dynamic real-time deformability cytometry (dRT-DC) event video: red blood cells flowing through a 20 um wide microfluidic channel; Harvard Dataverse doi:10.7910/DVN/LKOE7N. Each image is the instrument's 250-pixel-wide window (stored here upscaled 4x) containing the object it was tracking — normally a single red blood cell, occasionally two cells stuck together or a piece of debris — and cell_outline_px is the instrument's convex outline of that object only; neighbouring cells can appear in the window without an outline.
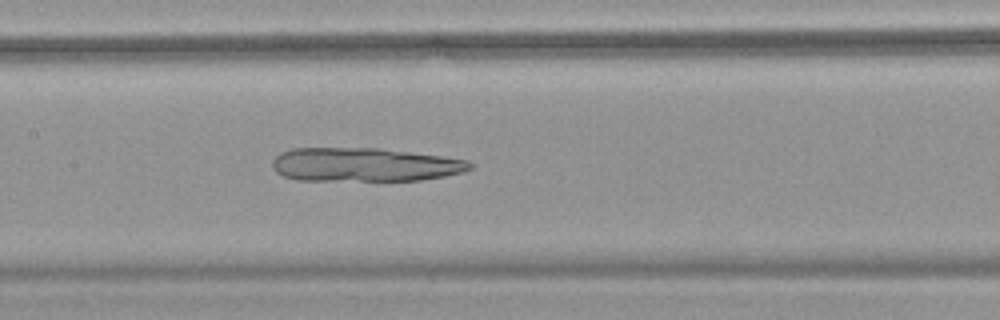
{"species": "common noctule bat (a hibernating species)", "species_latin": "Nyctalus noctula", "temperature_condition": "warm", "stored_images_in_passage": 54, "camera_frame_rate_fps": 3000, "um_per_image_px": 0.085, "animal": {"sex": "female", "body_mass_g": 18.4}, "frame": {"image": 1, "passage_image": 27, "time_ms": 8.667, "image_size_px": [1000, 320], "cell_outline_px": [[472, 168], [464, 172], [444, 176], [420, 180], [296, 180], [284, 176], [276, 172], [272, 168], [272, 160], [280, 152], [292, 148], [380, 148], [440, 156], [468, 160], [472, 164]], "centroid_in_image_um": [30.95, 13.99], "position_along_channel_um": 176.4, "area_um2": 38.84}}
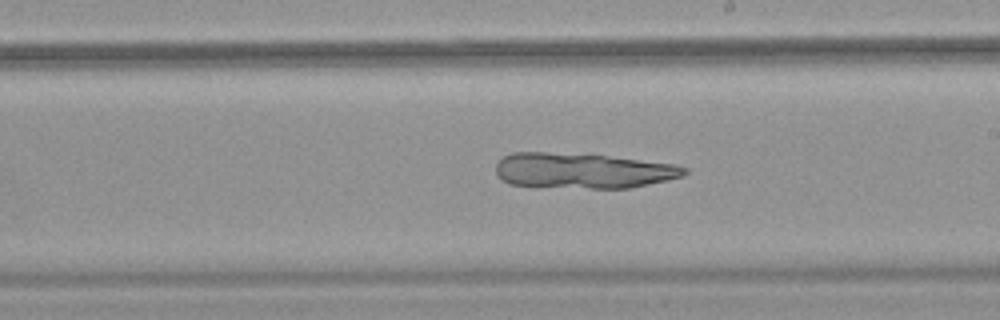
{"frame": {"image": 2, "passage_image": 32, "time_ms": 10.333, "image_size_px": [1000, 320], "cell_outline_px": [[688, 172], [684, 176], [668, 180], [628, 188], [588, 188], [508, 184], [496, 176], [496, 164], [504, 156], [512, 152], [548, 152], [608, 156], [676, 164], [688, 168]], "centroid_in_image_um": [49.55, 14.5], "position_along_channel_um": 239.4, "area_um2": 38.78}}
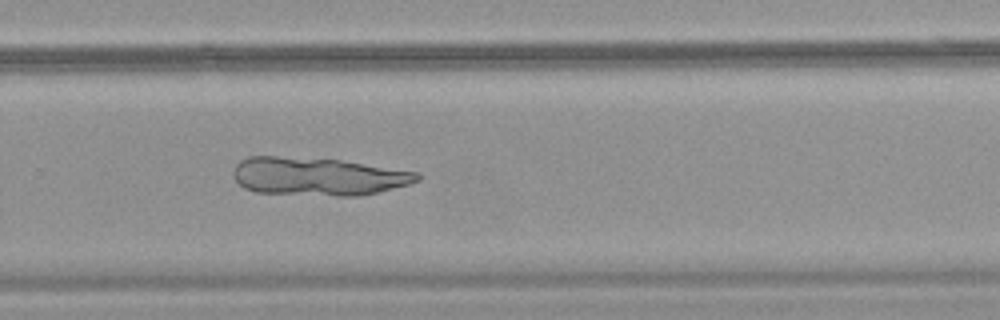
{"frame": {"image": 3, "passage_image": 37, "time_ms": 12.0, "image_size_px": [1000, 320], "cell_outline_px": [[420, 180], [408, 184], [360, 196], [340, 196], [256, 192], [244, 188], [236, 180], [232, 172], [236, 164], [240, 160], [248, 156], [276, 156], [340, 160], [420, 172]], "centroid_in_image_um": [27.01, 14.99], "position_along_channel_um": 302.8, "area_um2": 40.69}}